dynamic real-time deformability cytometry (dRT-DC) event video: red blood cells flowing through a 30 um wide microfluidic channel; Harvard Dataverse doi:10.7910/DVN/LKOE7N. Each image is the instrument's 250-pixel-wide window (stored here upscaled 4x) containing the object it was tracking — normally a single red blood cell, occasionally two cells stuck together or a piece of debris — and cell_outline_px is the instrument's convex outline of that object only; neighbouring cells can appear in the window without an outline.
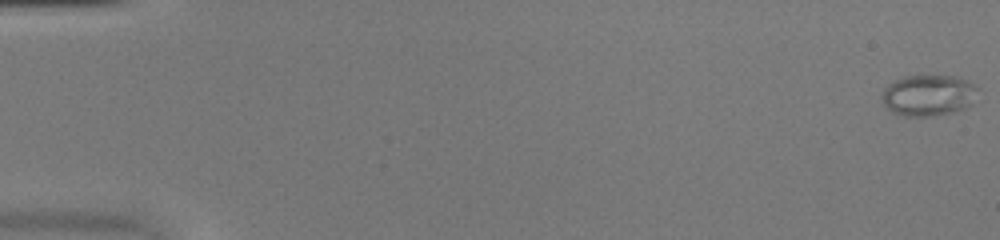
{"species": "common noctule bat (a hibernating species)", "species_latin": "Nyctalus noctula", "temperature_condition": "warm", "stored_images_in_passage": 52, "camera_frame_rate_fps": 3000, "um_per_image_px": 0.085, "animal": {"sex": "female", "body_mass_g": 20.0, "forearm_length_mm": 54.0}, "frame": {"image": 1, "passage_image": 1, "time_ms": 0.0, "image_size_px": [1000, 240], "cell_outline_px": [[980, 88], [972, 104], [964, 108], [952, 112], [932, 116], [904, 116], [892, 112], [884, 104], [880, 96], [884, 88], [888, 84], [904, 76], [960, 76], [976, 84]], "centroid_in_image_um": [78.95, 8.09], "position_along_channel_um": 6.1, "area_um2": 23.29}}
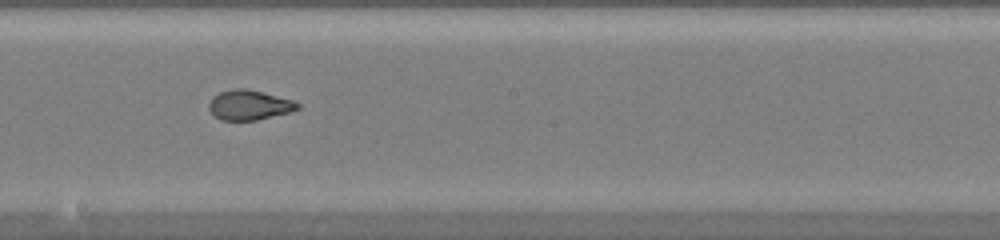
{"frame": {"image": 2, "passage_image": 30, "time_ms": 9.667, "image_size_px": [1000, 240], "cell_outline_px": [[300, 108], [288, 112], [256, 120], [220, 120], [208, 108], [208, 104], [212, 96], [220, 92], [236, 88], [248, 88], [292, 100], [300, 104]], "centroid_in_image_um": [21.16, 8.91], "position_along_channel_um": 227.0, "area_um2": 15.32}}
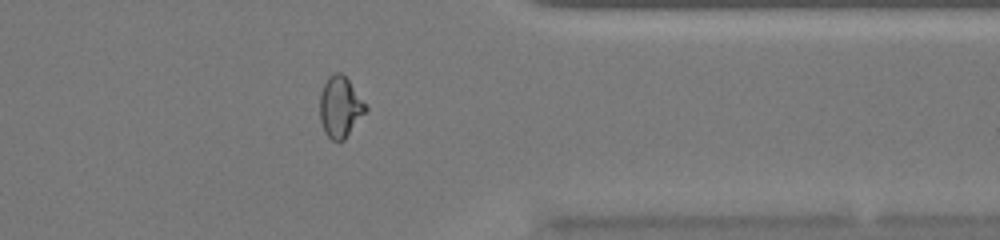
{"frame": {"image": 3, "passage_image": 42, "time_ms": 13.667, "image_size_px": [1000, 240], "cell_outline_px": [[368, 108], [344, 140], [332, 140], [324, 132], [320, 120], [320, 92], [328, 76], [336, 72], [340, 72], [348, 80]], "centroid_in_image_um": [28.88, 9.09], "position_along_channel_um": 382.5, "area_um2": 15.95}, "authors_computed_cell_mechanics": {"area_um2": 17.3689, "velocity_mm_per_s": 4.097, "shape_relaxation_time_tau1_ms": null, "shape_relaxation_time_tau2_ms": 0.9217, "deformation_change_tau1": null, "deformation_change_tau2": 0.0691}}